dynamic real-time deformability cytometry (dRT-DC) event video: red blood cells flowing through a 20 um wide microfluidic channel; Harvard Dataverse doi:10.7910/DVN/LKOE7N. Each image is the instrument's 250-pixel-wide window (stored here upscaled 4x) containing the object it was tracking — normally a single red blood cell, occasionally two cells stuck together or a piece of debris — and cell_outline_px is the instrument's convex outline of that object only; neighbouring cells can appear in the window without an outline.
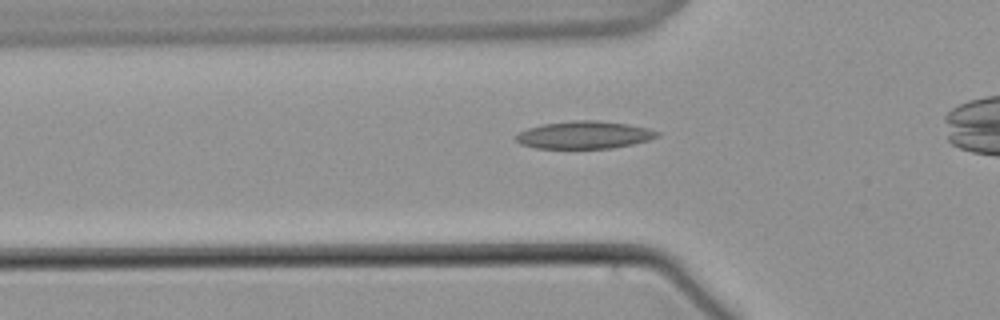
{"species": "common noctule bat (a hibernating species)", "species_latin": "Nyctalus noctula", "temperature_condition": "warm", "stored_images_in_passage": 35, "camera_frame_rate_fps": 3000, "um_per_image_px": 0.085, "animal": {"sex": "male", "body_mass_g": 21.5, "forearm_length_mm": 52.0}, "frame": {"image": 1, "passage_image": 6, "time_ms": 1.667, "image_size_px": [1000, 320], "cell_outline_px": [[660, 136], [648, 140], [632, 144], [612, 148], [536, 148], [520, 144], [516, 140], [516, 136], [520, 132], [528, 128], [544, 124], [572, 120], [596, 120], [628, 124], [648, 128], [660, 132]], "centroid_in_image_um": [49.69, 11.46], "position_along_channel_um": 76.1, "area_um2": 22.6}}
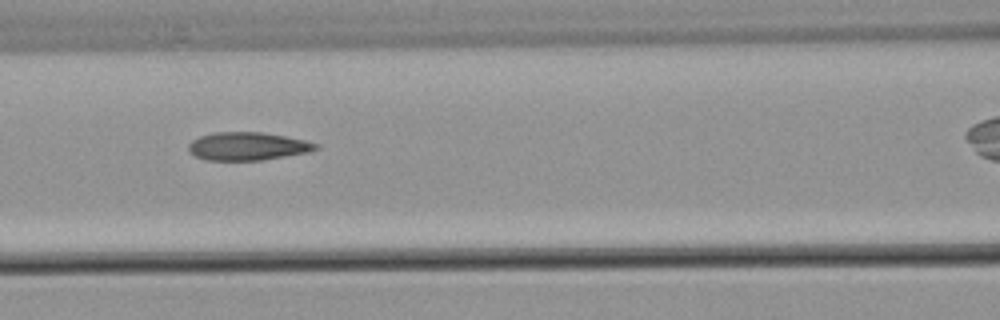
{"frame": {"image": 2, "passage_image": 12, "time_ms": 3.667, "image_size_px": [1000, 320], "cell_outline_px": [[320, 148], [308, 152], [260, 160], [204, 160], [188, 152], [188, 144], [192, 140], [200, 136], [212, 132], [264, 132], [304, 140], [320, 144]], "centroid_in_image_um": [21.02, 12.42], "position_along_channel_um": 145.6, "area_um2": 20.87}}
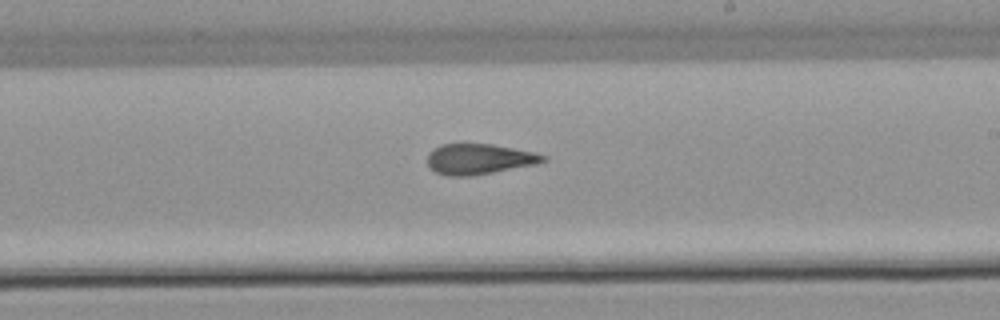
{"frame": {"image": 3, "passage_image": 21, "time_ms": 6.667, "image_size_px": [1000, 320], "cell_outline_px": [[548, 160], [536, 164], [472, 176], [448, 176], [436, 172], [428, 164], [428, 152], [432, 148], [440, 144], [492, 144], [532, 152], [548, 156]], "centroid_in_image_um": [40.71, 13.52], "position_along_channel_um": 248.3, "area_um2": 20.52}}